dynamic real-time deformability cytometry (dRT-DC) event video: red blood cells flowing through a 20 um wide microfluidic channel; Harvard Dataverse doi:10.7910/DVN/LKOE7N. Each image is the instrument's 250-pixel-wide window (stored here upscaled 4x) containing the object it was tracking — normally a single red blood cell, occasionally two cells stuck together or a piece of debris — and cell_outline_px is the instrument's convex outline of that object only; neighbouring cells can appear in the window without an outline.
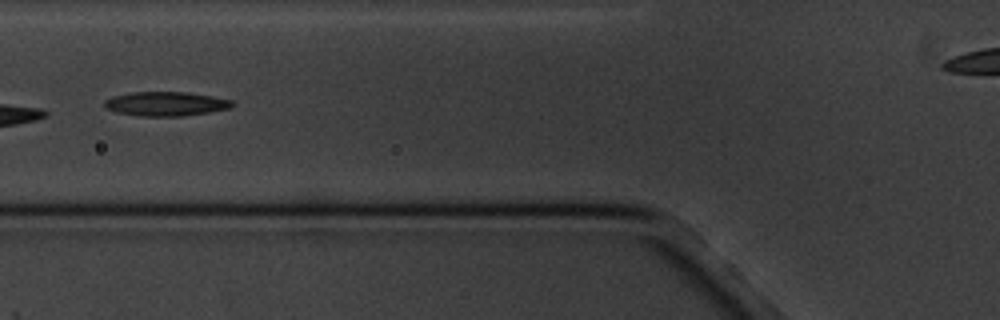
{"species": "common noctule bat (a hibernating species)", "species_latin": "Nyctalus noctula", "temperature_condition": "cold", "stored_images_in_passage": 12, "segment_of_instrument_passage": [1, 2], "camera_frame_rate_fps": 3000, "um_per_image_px": 0.085, "animal": {"sex": "male", "body_mass_g": 20.1, "forearm_length_mm": 53.5}, "frame": {"image": 1, "passage_image": 6, "time_ms": 5.667, "image_size_px": [1000, 320], "cell_outline_px": [[232, 108], [208, 112], [180, 116], [140, 116], [116, 112], [104, 108], [104, 100], [112, 96], [128, 92], [184, 92], [212, 96], [232, 100]], "centroid_in_image_um": [14.04, 8.82], "position_along_channel_um": 111.8, "area_um2": 18.03}}
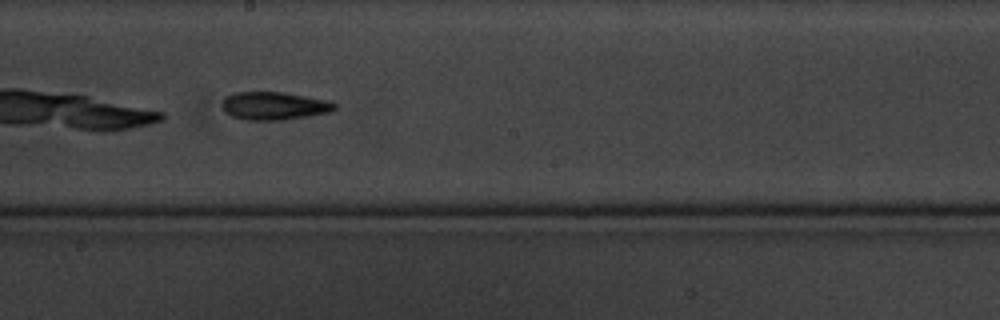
{"frame": {"image": 2, "passage_image": 9, "time_ms": 9.0, "image_size_px": [1000, 320], "cell_outline_px": [[336, 108], [328, 112], [308, 116], [284, 120], [244, 120], [232, 116], [224, 112], [224, 100], [228, 96], [236, 92], [284, 92], [328, 100], [336, 104]], "centroid_in_image_um": [23.32, 9.0], "position_along_channel_um": 224.9, "area_um2": 18.21}}
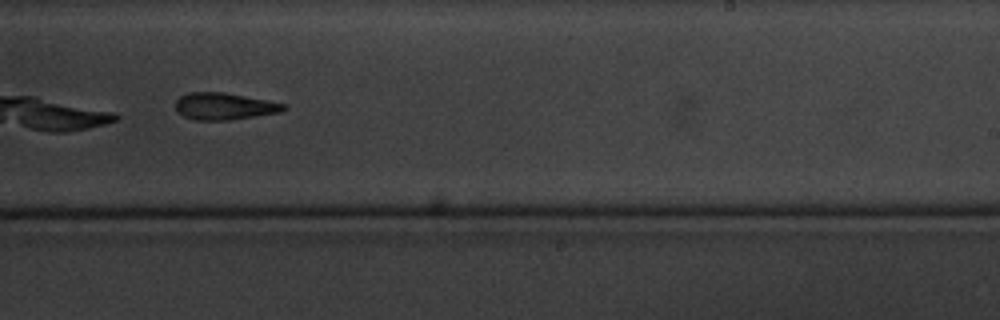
{"frame": {"image": 3, "passage_image": 10, "time_ms": 10.333, "image_size_px": [1000, 320], "cell_outline_px": [[288, 108], [280, 112], [228, 120], [196, 120], [184, 116], [176, 112], [176, 100], [180, 96], [188, 92], [224, 92], [268, 100], [284, 104]], "centroid_in_image_um": [19.04, 9.02], "position_along_channel_um": 270.0, "area_um2": 16.94}}